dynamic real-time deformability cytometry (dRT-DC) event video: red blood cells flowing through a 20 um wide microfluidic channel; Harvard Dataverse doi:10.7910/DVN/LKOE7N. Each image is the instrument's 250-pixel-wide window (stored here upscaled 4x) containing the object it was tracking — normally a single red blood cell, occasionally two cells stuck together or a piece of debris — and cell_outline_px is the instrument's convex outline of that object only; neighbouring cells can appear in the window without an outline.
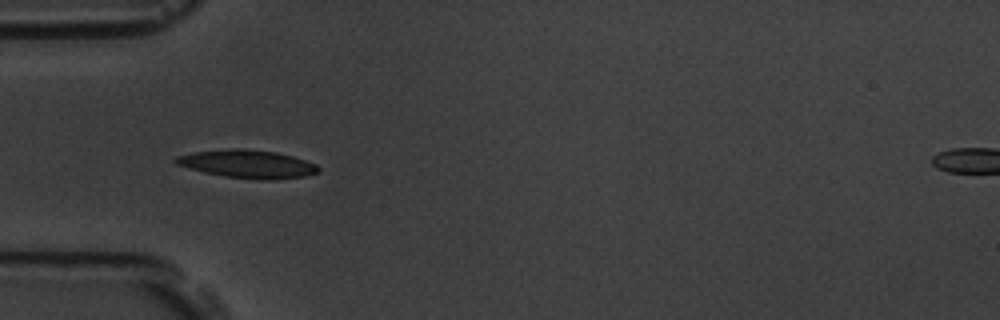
{"species": "common noctule bat (a hibernating species)", "species_latin": "Nyctalus noctula", "temperature_condition": "room temperature", "stored_images_in_passage": 8, "camera_frame_rate_fps": 3000, "um_per_image_px": 0.085, "animal": {"sex": "male", "body_mass_g": 19.5, "forearm_length_mm": 54.6}, "frame": {"image": 1, "passage_image": 4, "time_ms": 3.333, "image_size_px": [1000, 320], "cell_outline_px": [[320, 172], [304, 176], [268, 180], [256, 180], [224, 176], [204, 172], [176, 164], [172, 160], [176, 156], [196, 152], [232, 148], [244, 148], [276, 152], [292, 156], [316, 164], [320, 168]], "centroid_in_image_um": [21.05, 13.94], "position_along_channel_um": 64.0, "area_um2": 23.29}}
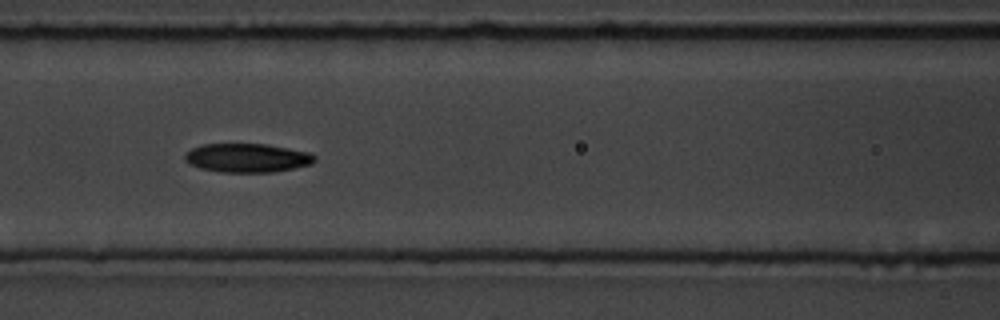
{"frame": {"image": 2, "passage_image": 6, "time_ms": 5.667, "image_size_px": [1000, 320], "cell_outline_px": [[316, 160], [312, 164], [272, 172], [220, 172], [200, 168], [188, 164], [184, 160], [184, 156], [192, 148], [204, 144], [268, 144], [308, 152], [316, 156]], "centroid_in_image_um": [21.0, 13.42], "position_along_channel_um": 145.6, "area_um2": 21.79}}
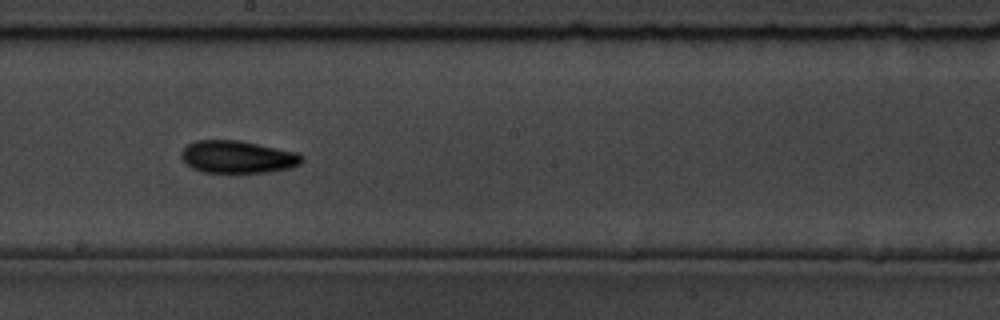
{"frame": {"image": 3, "passage_image": 8, "time_ms": 8.0, "image_size_px": [1000, 320], "cell_outline_px": [[304, 160], [300, 164], [292, 168], [268, 172], [204, 172], [192, 168], [180, 156], [180, 152], [188, 144], [196, 140], [240, 140], [296, 152], [304, 156]], "centroid_in_image_um": [20.22, 13.33], "position_along_channel_um": 228.0, "area_um2": 22.83}}